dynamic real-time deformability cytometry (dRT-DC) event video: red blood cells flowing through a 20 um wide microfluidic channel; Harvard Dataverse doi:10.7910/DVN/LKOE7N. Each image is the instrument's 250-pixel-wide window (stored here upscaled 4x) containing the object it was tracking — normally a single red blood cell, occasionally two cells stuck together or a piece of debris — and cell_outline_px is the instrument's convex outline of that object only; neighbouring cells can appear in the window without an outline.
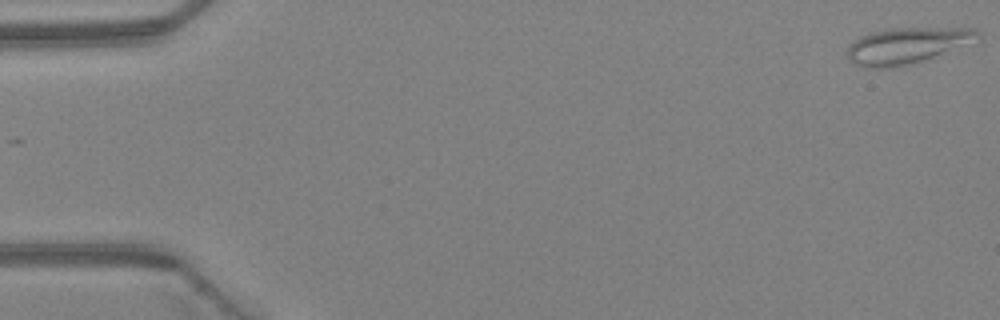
{"species": "Egyptian fruit bat (a non-hibernating species)", "species_latin": "Rousettus aegyptiacus", "temperature_condition": "warm", "stored_images_in_passage": 6, "camera_frame_rate_fps": 3000, "um_per_image_px": 0.085, "animal": {"sex": "female"}, "frame": {"image": 1, "passage_image": 1, "time_ms": 0.0, "image_size_px": [1000, 320], "cell_outline_px": [[980, 36], [932, 56], [912, 64], [892, 68], [872, 68], [856, 64], [848, 60], [848, 48], [852, 40], [868, 32], [888, 28], [976, 28], [980, 32]], "centroid_in_image_um": [76.95, 3.86], "position_along_channel_um": 8.1, "area_um2": 26.76}}
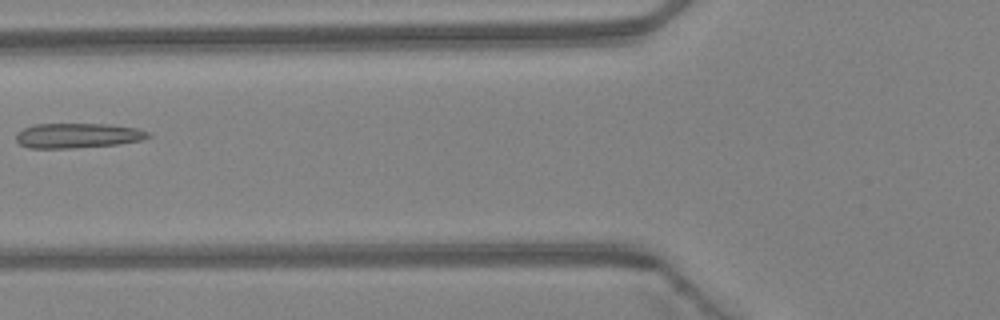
{"frame": {"image": 2, "passage_image": 6, "time_ms": 1.667, "image_size_px": [1000, 320], "cell_outline_px": [[152, 136], [140, 140], [120, 144], [76, 148], [28, 148], [20, 144], [16, 140], [16, 132], [24, 128], [36, 124], [108, 124], [140, 128], [148, 132]], "centroid_in_image_um": [6.62, 11.52], "position_along_channel_um": 119.2, "area_um2": 19.31}}